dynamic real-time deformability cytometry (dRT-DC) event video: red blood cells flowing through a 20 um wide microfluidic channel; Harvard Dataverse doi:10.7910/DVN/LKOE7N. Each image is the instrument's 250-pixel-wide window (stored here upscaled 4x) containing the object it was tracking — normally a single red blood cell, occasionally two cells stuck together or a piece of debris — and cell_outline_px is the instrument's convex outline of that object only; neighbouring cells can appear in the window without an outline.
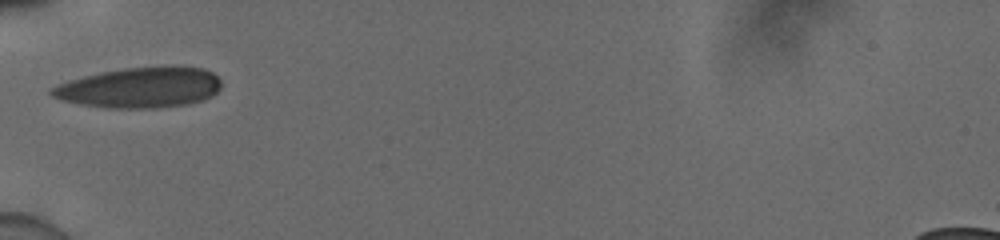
{"species": "human", "species_latin": "Homo sapiens", "temperature_condition": "cold", "stored_images_in_passage": 28, "camera_frame_rate_fps": 3000, "um_per_image_px": 0.085, "donor": {"sex": "male"}, "frame": {"image": 1, "passage_image": 1, "time_ms": 0.0, "image_size_px": [1000, 240], "cell_outline_px": [[220, 88], [212, 96], [204, 100], [188, 104], [156, 108], [108, 108], [80, 104], [60, 100], [52, 96], [48, 92], [48, 88], [56, 84], [68, 80], [100, 72], [124, 68], [172, 64], [204, 68], [212, 72], [220, 80]], "centroid_in_image_um": [11.89, 7.42], "position_along_channel_um": 73.1, "area_um2": 40.92}}
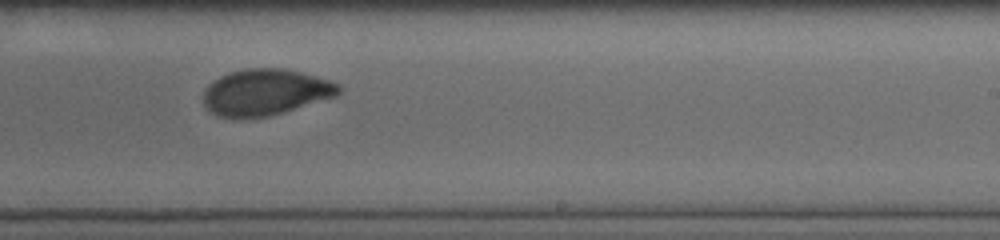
{"frame": {"image": 2, "passage_image": 16, "time_ms": 5.0, "image_size_px": [1000, 240], "cell_outline_px": [[344, 88], [336, 96], [284, 112], [268, 116], [232, 120], [216, 116], [204, 104], [204, 92], [208, 84], [212, 80], [220, 76], [232, 72], [248, 68], [284, 68], [316, 76], [340, 84]], "centroid_in_image_um": [22.55, 7.86], "position_along_channel_um": 266.4, "area_um2": 36.82}}
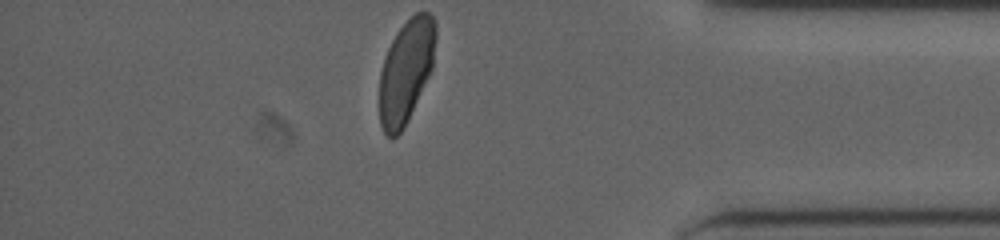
{"frame": {"image": 3, "passage_image": 28, "time_ms": 9.0, "image_size_px": [1000, 240], "cell_outline_px": [[436, 40], [432, 68], [408, 120], [404, 128], [392, 140], [384, 132], [380, 124], [380, 72], [388, 48], [396, 32], [416, 12], [428, 12], [432, 16], [436, 24]], "centroid_in_image_um": [34.52, 6.06], "position_along_channel_um": 400.7, "area_um2": 33.64}, "authors_computed_cell_mechanics": {"area_um2": 37.1654, "velocity_mm_per_s": 3.8992, "shape_relaxation_time_tau1_ms": 7.8021, "shape_relaxation_time_tau2_ms": 1.4028, "deformation_change_tau1": 0.2111, "deformation_change_tau2": 0.0529}}